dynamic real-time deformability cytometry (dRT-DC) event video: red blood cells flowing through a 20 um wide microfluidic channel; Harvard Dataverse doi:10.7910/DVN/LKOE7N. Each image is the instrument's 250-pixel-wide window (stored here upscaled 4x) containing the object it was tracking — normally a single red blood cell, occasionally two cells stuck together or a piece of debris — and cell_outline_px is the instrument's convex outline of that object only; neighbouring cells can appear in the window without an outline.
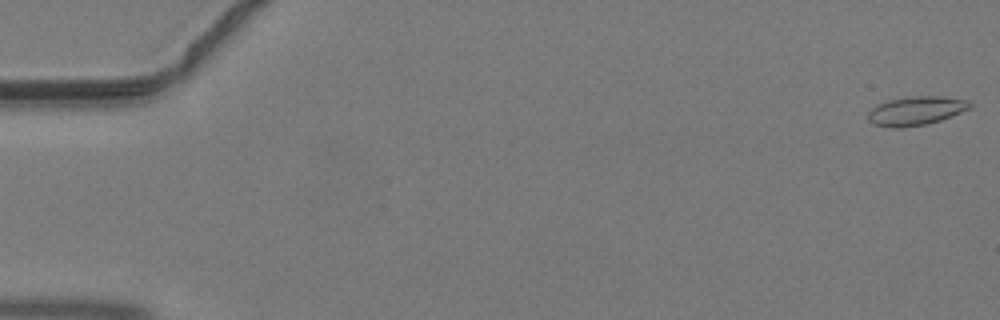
{"species": "common noctule bat (a hibernating species)", "species_latin": "Nyctalus noctula", "temperature_condition": "warm", "stored_images_in_passage": 46, "camera_frame_rate_fps": 3000, "um_per_image_px": 0.085, "animal": {"sex": "male", "body_mass_g": 19.2, "forearm_length_mm": 51.8}, "frame": {"image": 1, "passage_image": 1, "time_ms": 0.0, "image_size_px": [1000, 320], "cell_outline_px": [[972, 108], [940, 120], [928, 124], [900, 128], [892, 128], [872, 124], [868, 120], [868, 112], [876, 104], [888, 100], [904, 96], [944, 96], [968, 100], [972, 104]], "centroid_in_image_um": [77.84, 9.41], "position_along_channel_um": 7.2, "area_um2": 17.46}}
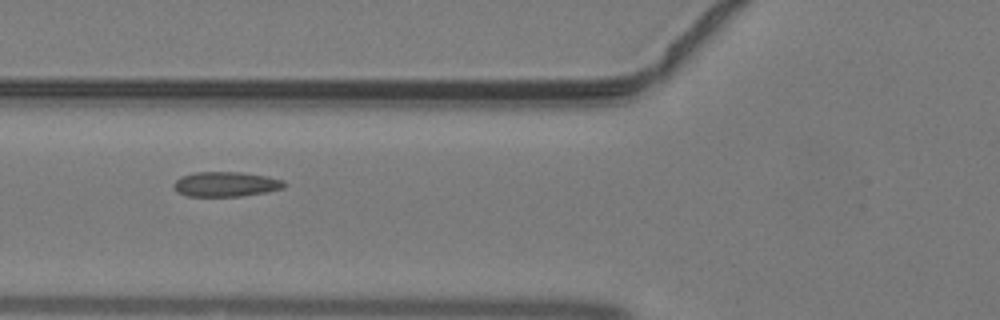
{"frame": {"image": 2, "passage_image": 18, "time_ms": 5.667, "image_size_px": [1000, 320], "cell_outline_px": [[288, 184], [284, 188], [268, 192], [240, 196], [188, 196], [176, 192], [172, 188], [172, 184], [180, 176], [196, 172], [244, 172], [268, 176], [284, 180]], "centroid_in_image_um": [19.21, 15.65], "position_along_channel_um": 106.6, "area_um2": 16.36}}
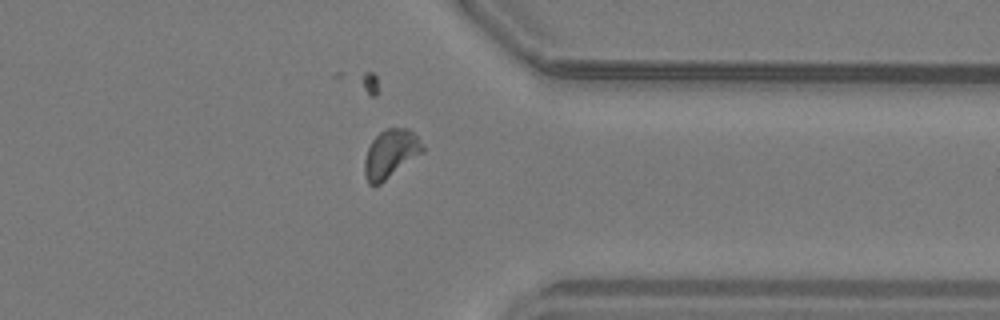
{"frame": {"image": 3, "passage_image": 36, "time_ms": 11.667, "image_size_px": [1000, 320], "cell_outline_px": [[424, 152], [380, 184], [368, 184], [364, 176], [364, 160], [368, 148], [372, 140], [384, 128], [408, 128], [416, 136], [424, 148]], "centroid_in_image_um": [33.18, 13.07], "position_along_channel_um": 378.2, "area_um2": 16.3}}